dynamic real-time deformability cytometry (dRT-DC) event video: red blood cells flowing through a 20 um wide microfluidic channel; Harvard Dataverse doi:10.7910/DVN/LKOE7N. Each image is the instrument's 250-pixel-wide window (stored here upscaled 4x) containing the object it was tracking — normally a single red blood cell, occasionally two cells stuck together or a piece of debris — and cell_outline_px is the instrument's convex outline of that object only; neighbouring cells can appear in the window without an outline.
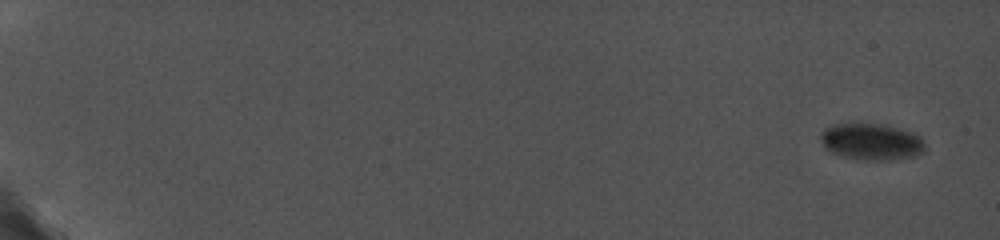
{"species": "common noctule bat (a hibernating species)", "species_latin": "Nyctalus noctula", "temperature_condition": "cold", "stored_images_in_passage": 12, "camera_frame_rate_fps": 5000, "um_per_image_px": 0.085, "animal": {"sex": "female", "body_mass_g": 19.0, "forearm_length_mm": 56.7}, "frame": {"image": 1, "passage_image": 1, "time_ms": 0.0, "image_size_px": [1000, 240], "cell_outline_px": [[924, 152], [912, 156], [876, 160], [864, 160], [844, 156], [832, 152], [820, 140], [820, 132], [824, 128], [832, 124], [884, 124], [912, 132], [920, 136], [924, 144]], "centroid_in_image_um": [74.05, 12.02], "position_along_channel_um": 10.9, "area_um2": 21.85}}
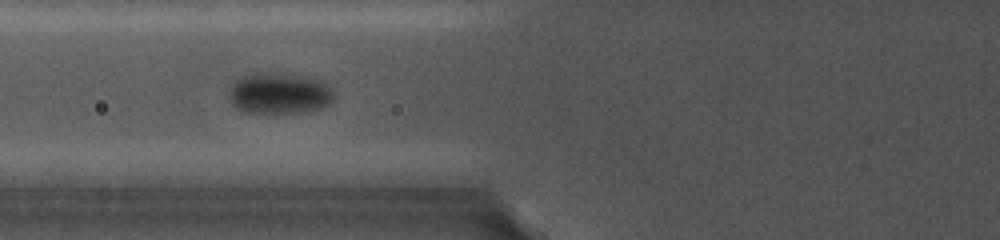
{"frame": {"image": 2, "passage_image": 9, "time_ms": 8.6, "image_size_px": [1000, 240], "cell_outline_px": [[332, 100], [324, 108], [296, 112], [244, 112], [236, 108], [232, 104], [228, 96], [228, 88], [232, 80], [240, 76], [252, 72], [280, 72], [308, 76], [320, 80], [328, 84], [332, 88]], "centroid_in_image_um": [23.67, 7.88], "position_along_channel_um": 102.1, "area_um2": 25.78}}
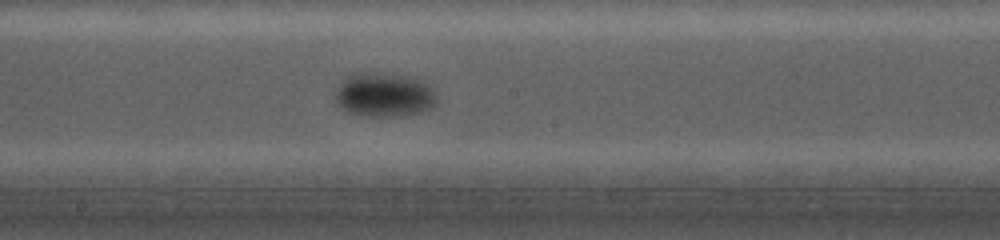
{"frame": {"image": 3, "passage_image": 12, "time_ms": 11.8, "image_size_px": [1000, 240], "cell_outline_px": [[436, 104], [432, 108], [420, 112], [392, 116], [360, 116], [348, 112], [336, 100], [336, 92], [340, 84], [352, 72], [384, 72], [420, 80], [432, 88], [436, 96]], "centroid_in_image_um": [32.65, 8.05], "position_along_channel_um": 215.6, "area_um2": 25.89}}